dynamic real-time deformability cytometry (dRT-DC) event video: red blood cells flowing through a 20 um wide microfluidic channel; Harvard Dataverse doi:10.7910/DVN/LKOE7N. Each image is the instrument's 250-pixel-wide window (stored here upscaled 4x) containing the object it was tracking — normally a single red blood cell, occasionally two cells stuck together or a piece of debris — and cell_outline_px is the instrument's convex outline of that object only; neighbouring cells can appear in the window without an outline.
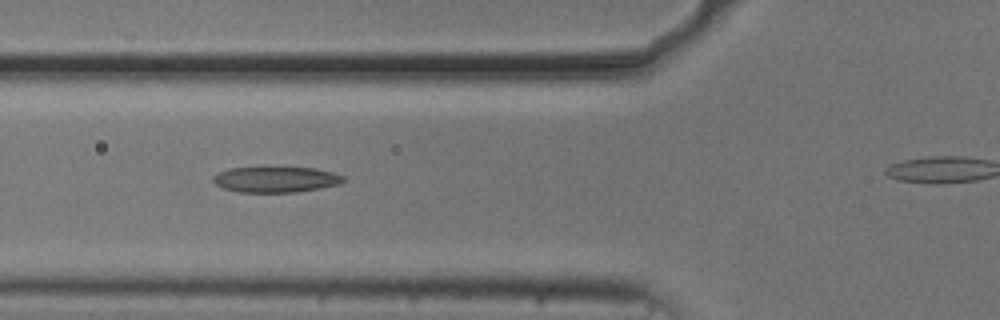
{"species": "common noctule bat (a hibernating species)", "species_latin": "Nyctalus noctula", "temperature_condition": "cold", "stored_images_in_passage": 33, "camera_frame_rate_fps": 3000, "um_per_image_px": 0.085, "animal": {"sex": "male", "body_mass_g": 20.5, "forearm_length_mm": 52.5}, "frame": {"image": 1, "passage_image": 6, "time_ms": 1.667, "image_size_px": [1000, 320], "cell_outline_px": [[344, 180], [340, 184], [296, 192], [240, 192], [224, 188], [216, 184], [212, 180], [212, 176], [228, 168], [264, 164], [312, 168], [332, 172], [344, 176]], "centroid_in_image_um": [23.39, 15.19], "position_along_channel_um": 102.4, "area_um2": 20.4}}
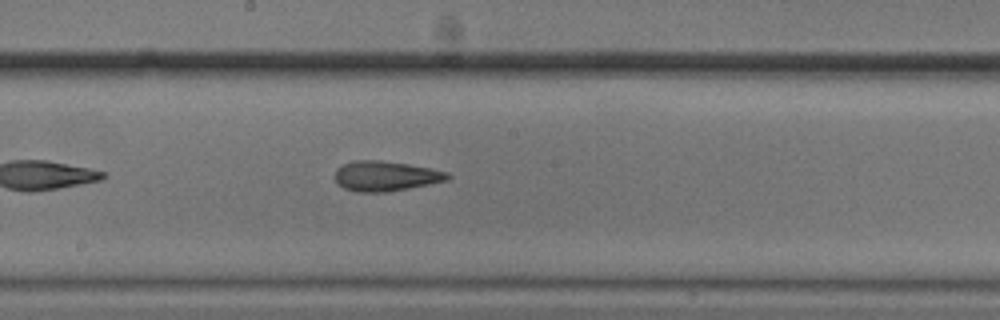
{"frame": {"image": 2, "passage_image": 15, "time_ms": 4.667, "image_size_px": [1000, 320], "cell_outline_px": [[452, 176], [448, 180], [388, 192], [356, 192], [344, 188], [336, 184], [336, 168], [344, 164], [356, 160], [380, 160], [408, 164], [432, 168], [448, 172]], "centroid_in_image_um": [32.78, 14.96], "position_along_channel_um": 215.4, "area_um2": 19.77}}
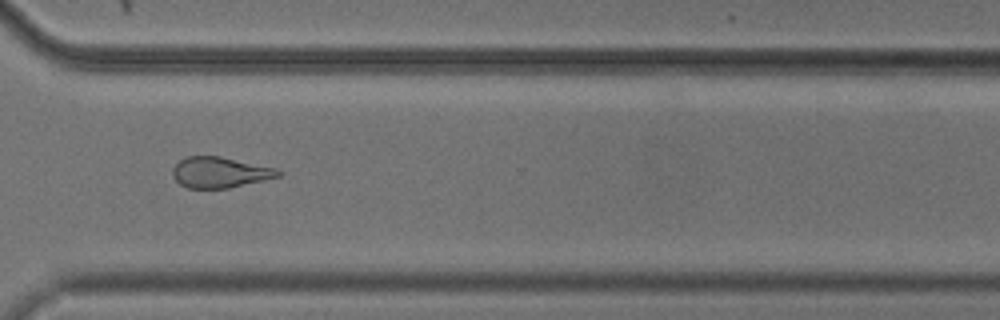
{"frame": {"image": 3, "passage_image": 26, "time_ms": 8.333, "image_size_px": [1000, 320], "cell_outline_px": [[284, 172], [280, 176], [264, 180], [228, 188], [188, 188], [180, 184], [172, 176], [172, 168], [180, 160], [188, 156], [220, 156], [276, 168]], "centroid_in_image_um": [18.69, 14.65], "position_along_channel_um": 351.9, "area_um2": 18.9}}